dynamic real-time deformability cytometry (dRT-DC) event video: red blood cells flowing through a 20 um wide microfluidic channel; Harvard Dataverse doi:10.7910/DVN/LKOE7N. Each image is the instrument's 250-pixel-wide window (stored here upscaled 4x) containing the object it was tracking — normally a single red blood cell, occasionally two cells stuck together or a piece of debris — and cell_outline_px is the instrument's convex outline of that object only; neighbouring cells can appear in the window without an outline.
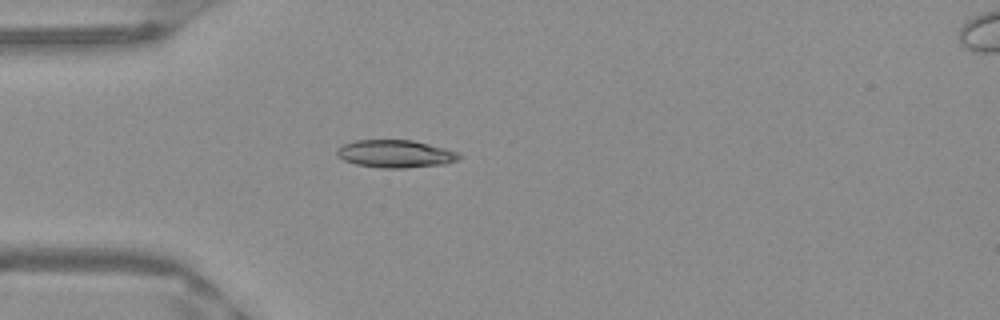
{"species": "Egyptian fruit bat (a non-hibernating species)", "species_latin": "Rousettus aegyptiacus", "temperature_condition": "warm", "stored_images_in_passage": 37, "camera_frame_rate_fps": 3000, "um_per_image_px": 0.085, "frame": {"image": 1, "passage_image": 1, "time_ms": 0.0, "image_size_px": [1000, 320], "cell_outline_px": [[460, 156], [456, 160], [444, 164], [404, 168], [380, 168], [356, 164], [344, 160], [336, 156], [336, 152], [344, 144], [356, 140], [412, 140], [444, 148], [456, 152]], "centroid_in_image_um": [33.57, 13.08], "position_along_channel_um": 51.4, "area_um2": 19.42}}
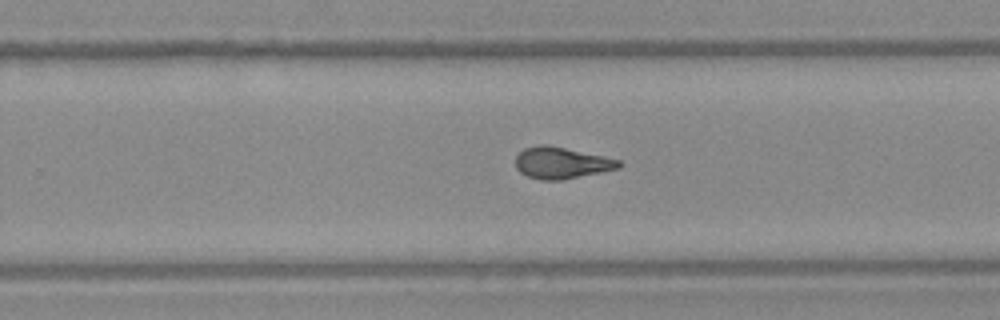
{"frame": {"image": 2, "passage_image": 19, "time_ms": 6.0, "image_size_px": [1000, 320], "cell_outline_px": [[620, 168], [560, 180], [540, 180], [528, 176], [520, 172], [516, 168], [516, 156], [524, 148], [540, 144], [548, 144], [604, 156], [620, 160]], "centroid_in_image_um": [47.7, 13.83], "position_along_channel_um": 282.1, "area_um2": 18.9}}
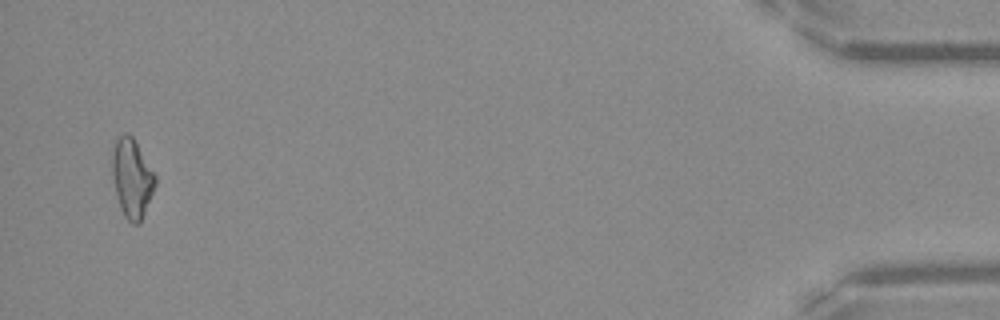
{"frame": {"image": 3, "passage_image": 36, "time_ms": 11.667, "image_size_px": [1000, 320], "cell_outline_px": [[156, 184], [140, 224], [132, 224], [124, 216], [120, 208], [112, 176], [108, 148], [116, 136], [124, 132], [128, 132], [132, 136], [156, 176]], "centroid_in_image_um": [11.15, 15.06], "position_along_channel_um": 424.1, "area_um2": 20.46}, "authors_computed_cell_mechanics": {"area_um2": 18.9584, "velocity_mm_per_s": 3.9915, "shape_relaxation_time_tau1_ms": null, "shape_relaxation_time_tau2_ms": 1.2256, "deformation_change_tau1": null, "deformation_change_tau2": 0.0736}}